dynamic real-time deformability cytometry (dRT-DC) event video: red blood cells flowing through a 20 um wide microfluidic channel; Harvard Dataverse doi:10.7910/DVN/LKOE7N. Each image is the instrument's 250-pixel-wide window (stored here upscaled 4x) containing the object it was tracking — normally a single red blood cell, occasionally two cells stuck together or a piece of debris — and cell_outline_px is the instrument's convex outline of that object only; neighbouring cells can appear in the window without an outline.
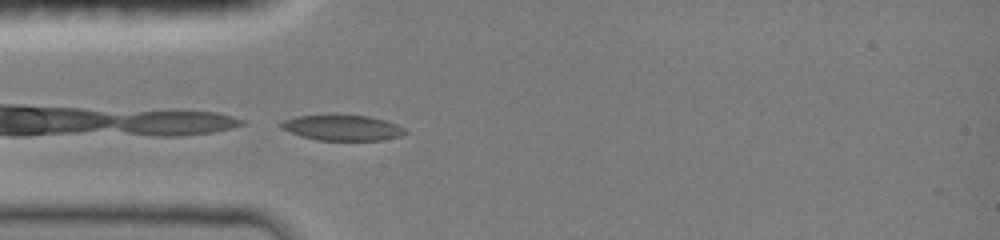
{"species": "common noctule bat (a hibernating species)", "species_latin": "Nyctalus noctula", "temperature_condition": "room temperature", "stored_images_in_passage": 20, "camera_frame_rate_fps": 3000, "um_per_image_px": 0.085, "animal": {"sex": "female", "body_mass_g": 19.0, "forearm_length_mm": 51.5}, "frame": {"image": 1, "passage_image": 1, "time_ms": 0.0, "image_size_px": [1000, 240], "cell_outline_px": [[408, 132], [400, 136], [380, 140], [316, 140], [300, 136], [280, 128], [280, 124], [284, 120], [296, 116], [332, 112], [368, 116], [384, 120], [396, 124], [404, 128]], "centroid_in_image_um": [29.05, 10.81], "position_along_channel_um": 56.0, "area_um2": 19.13}}
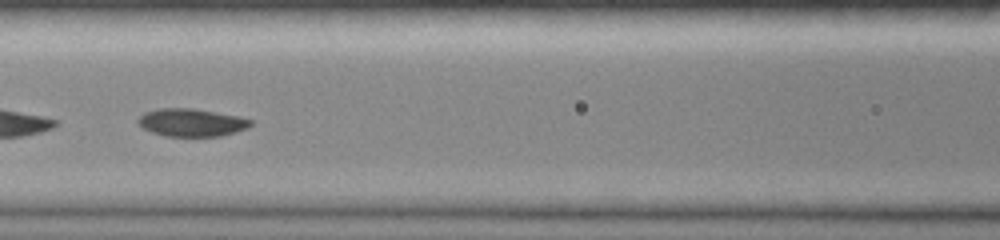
{"frame": {"image": 2, "passage_image": 8, "time_ms": 2.333, "image_size_px": [1000, 240], "cell_outline_px": [[252, 124], [248, 128], [220, 136], [164, 136], [152, 132], [144, 128], [136, 120], [144, 112], [160, 108], [192, 108], [236, 116], [252, 120]], "centroid_in_image_um": [16.26, 10.41], "position_along_channel_um": 150.3, "area_um2": 18.03}}
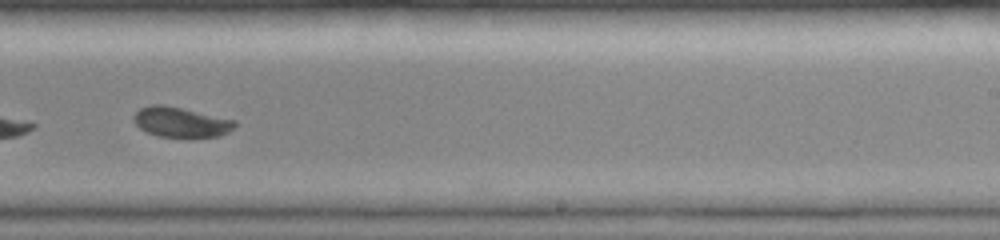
{"frame": {"image": 3, "passage_image": 18, "time_ms": 5.333, "image_size_px": [1000, 240], "cell_outline_px": [[236, 124], [228, 132], [220, 136], [156, 136], [140, 128], [132, 120], [132, 116], [140, 108], [152, 104], [164, 104], [236, 120]], "centroid_in_image_um": [15.33, 10.36], "position_along_channel_um": 273.7, "area_um2": 17.51}}